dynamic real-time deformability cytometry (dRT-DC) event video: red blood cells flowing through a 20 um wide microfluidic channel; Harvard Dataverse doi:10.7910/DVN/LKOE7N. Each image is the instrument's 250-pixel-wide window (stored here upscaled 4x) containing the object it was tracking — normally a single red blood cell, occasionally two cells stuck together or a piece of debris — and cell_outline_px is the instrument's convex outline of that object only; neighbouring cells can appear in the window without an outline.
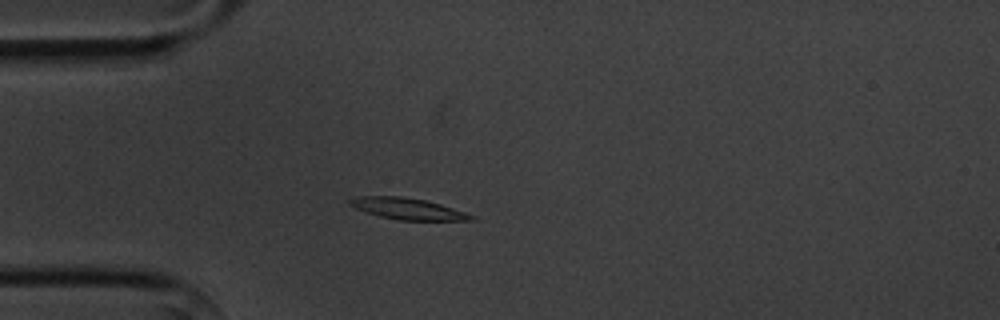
{"species": "common noctule bat (a hibernating species)", "species_latin": "Nyctalus noctula", "temperature_condition": "cold", "stored_images_in_passage": 4, "camera_frame_rate_fps": 3000, "um_per_image_px": 0.085, "animal": {"sex": "male", "body_mass_g": 20.1, "forearm_length_mm": 53.5}, "frame": {"image": 1, "passage_image": 4, "time_ms": 3.333, "image_size_px": [1000, 320], "cell_outline_px": [[476, 220], [400, 220], [380, 216], [356, 208], [348, 204], [348, 200], [356, 196], [400, 196], [424, 200], [440, 204], [476, 216]], "centroid_in_image_um": [34.64, 17.74], "position_along_channel_um": 50.4, "area_um2": 14.91}}